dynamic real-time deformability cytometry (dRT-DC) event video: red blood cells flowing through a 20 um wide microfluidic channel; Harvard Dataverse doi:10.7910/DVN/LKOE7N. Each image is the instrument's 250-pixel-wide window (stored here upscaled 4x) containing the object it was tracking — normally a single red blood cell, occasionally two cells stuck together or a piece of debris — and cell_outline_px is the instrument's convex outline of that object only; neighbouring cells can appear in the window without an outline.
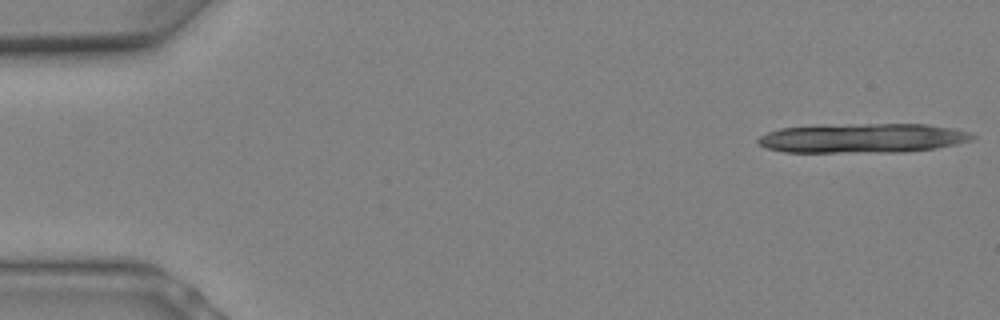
{"species": "Egyptian fruit bat (a non-hibernating species)", "species_latin": "Rousettus aegyptiacus", "temperature_condition": "warm", "stored_images_in_passage": 11, "camera_frame_rate_fps": 3000, "um_per_image_px": 0.085, "animal": {"sex": "female"}, "frame": {"image": 1, "passage_image": 1, "time_ms": 0.0, "image_size_px": [1000, 320], "cell_outline_px": [[976, 136], [972, 140], [956, 144], [936, 148], [904, 152], [784, 152], [764, 148], [756, 140], [760, 136], [768, 132], [780, 128], [816, 124], [928, 124], [952, 128], [968, 132]], "centroid_in_image_um": [73.28, 11.73], "position_along_channel_um": 11.7, "area_um2": 37.22}}